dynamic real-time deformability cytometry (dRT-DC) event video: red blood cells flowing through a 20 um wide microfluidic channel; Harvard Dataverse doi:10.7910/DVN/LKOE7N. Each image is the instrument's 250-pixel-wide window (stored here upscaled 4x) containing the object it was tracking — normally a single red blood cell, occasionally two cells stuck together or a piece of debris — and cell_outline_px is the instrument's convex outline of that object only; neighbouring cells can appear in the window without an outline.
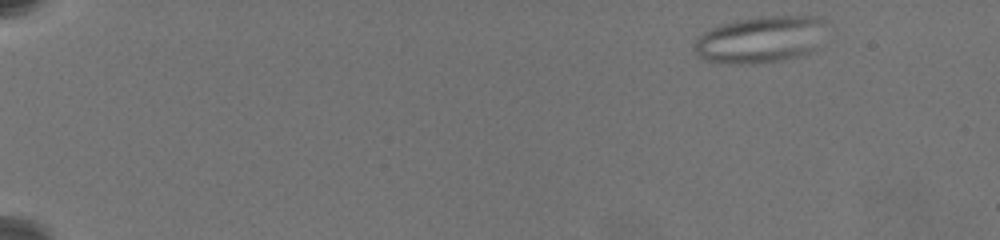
{"species": "common noctule bat (a hibernating species)", "species_latin": "Nyctalus noctula", "temperature_condition": "warm", "stored_images_in_passage": 42, "segment_of_instrument_passage": [1, 2], "camera_frame_rate_fps": 3000, "um_per_image_px": 0.085, "animal": {"sex": "female", "body_mass_g": 19.5, "forearm_length_mm": 54.1}, "frame": {"image": 1, "passage_image": 2, "time_ms": 0.667, "image_size_px": [1000, 240], "cell_outline_px": [[828, 20], [816, 48], [812, 52], [804, 56], [756, 64], [728, 64], [704, 60], [696, 56], [692, 48], [696, 40], [704, 32], [712, 28], [724, 24], [740, 20], [772, 16], [824, 16]], "centroid_in_image_um": [64.67, 3.38], "position_along_channel_um": 20.3, "area_um2": 36.3}}